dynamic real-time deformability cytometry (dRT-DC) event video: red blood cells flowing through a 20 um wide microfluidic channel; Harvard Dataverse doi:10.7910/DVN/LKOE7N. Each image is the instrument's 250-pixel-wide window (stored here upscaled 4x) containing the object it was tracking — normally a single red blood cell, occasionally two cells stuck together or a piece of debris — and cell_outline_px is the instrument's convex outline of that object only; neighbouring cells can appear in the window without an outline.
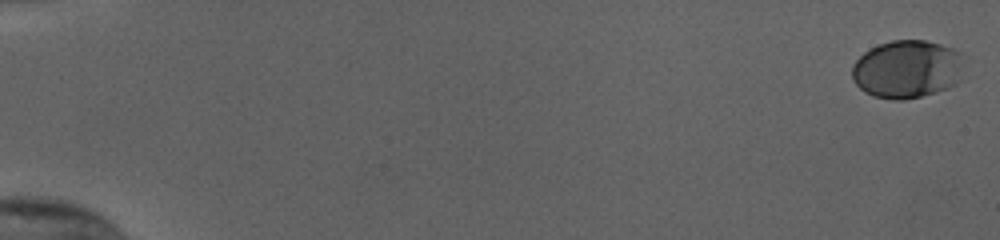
{"species": "human", "species_latin": "Homo sapiens", "temperature_condition": "cold", "stored_images_in_passage": 18, "camera_frame_rate_fps": 3000, "um_per_image_px": 0.085, "donor": {"sex": "female"}, "frame": {"image": 1, "passage_image": 1, "time_ms": 0.0, "image_size_px": [1000, 240], "cell_outline_px": [[968, 56], [960, 80], [956, 84], [948, 88], [936, 92], [904, 100], [896, 100], [872, 96], [864, 92], [852, 80], [852, 64], [864, 52], [880, 44], [892, 40], [924, 40], [940, 44], [952, 48]], "centroid_in_image_um": [77.16, 5.88], "position_along_channel_um": 7.8, "area_um2": 38.61}}
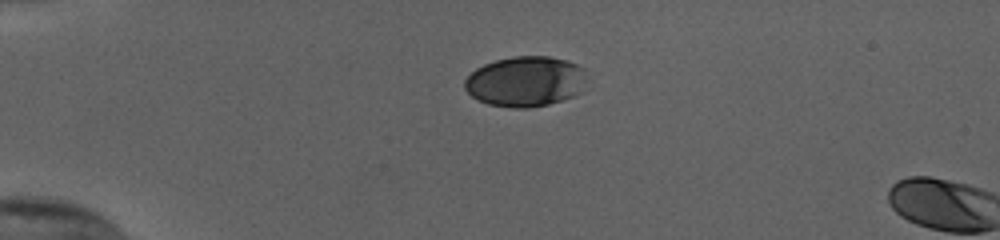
{"frame": {"image": 2, "passage_image": 15, "time_ms": 4.667, "image_size_px": [1000, 240], "cell_outline_px": [[584, 80], [580, 92], [572, 96], [548, 104], [528, 108], [512, 108], [488, 104], [472, 96], [464, 88], [464, 80], [476, 68], [484, 64], [496, 60], [512, 56], [548, 56], [564, 60], [576, 64], [584, 68]], "centroid_in_image_um": [44.63, 6.92], "position_along_channel_um": 40.4, "area_um2": 35.55}}